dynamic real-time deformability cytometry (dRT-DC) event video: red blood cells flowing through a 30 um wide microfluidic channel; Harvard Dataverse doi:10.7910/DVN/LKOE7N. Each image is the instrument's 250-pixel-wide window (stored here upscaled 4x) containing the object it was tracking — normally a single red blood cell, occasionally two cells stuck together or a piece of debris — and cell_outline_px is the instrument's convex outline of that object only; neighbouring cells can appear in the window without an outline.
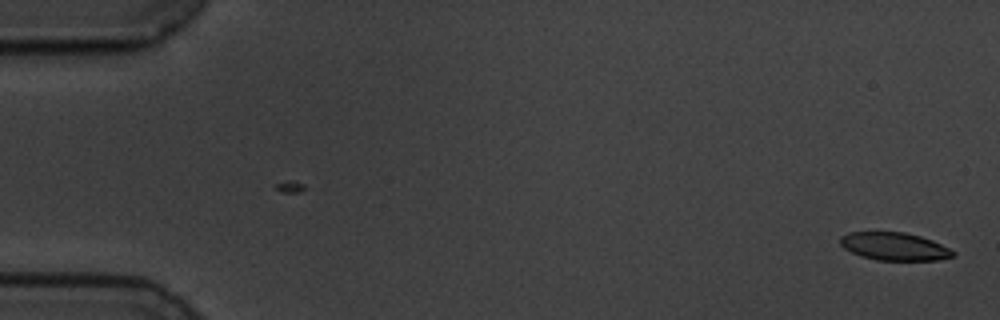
{"species": "common noctule bat (a hibernating species)", "species_latin": "Nyctalus noctula", "temperature_condition": "cold", "stored_images_in_passage": 40, "camera_frame_rate_fps": 3000, "um_per_image_px": 0.085, "animal": {"sex": "male", "body_mass_g": 19.5, "forearm_length_mm": 54.6}, "frame": {"image": 1, "passage_image": 1, "time_ms": 0.0, "image_size_px": [1000, 320], "cell_outline_px": [[956, 256], [936, 260], [876, 260], [860, 256], [844, 248], [840, 244], [840, 236], [848, 232], [904, 232], [920, 236], [932, 240], [956, 252]], "centroid_in_image_um": [76.01, 20.95], "position_along_channel_um": 9.0, "area_um2": 18.32}}
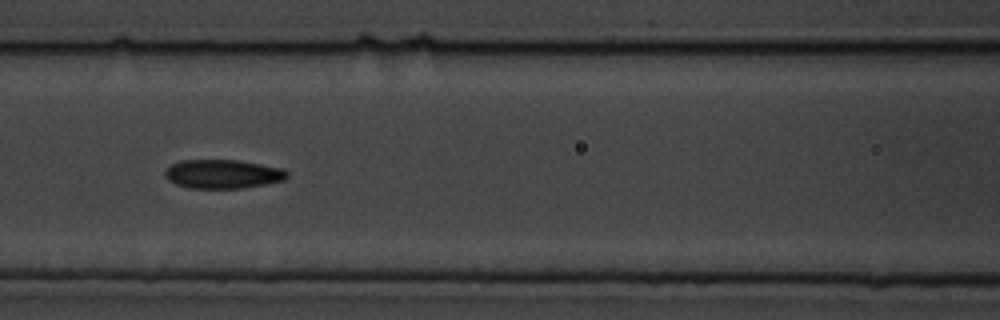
{"frame": {"image": 2, "passage_image": 25, "time_ms": 8.0, "image_size_px": [1000, 320], "cell_outline_px": [[288, 176], [284, 180], [244, 188], [188, 188], [176, 184], [168, 180], [164, 172], [172, 164], [180, 160], [236, 160], [284, 168], [288, 172]], "centroid_in_image_um": [18.95, 14.79], "position_along_channel_um": 147.7, "area_um2": 20.52}}
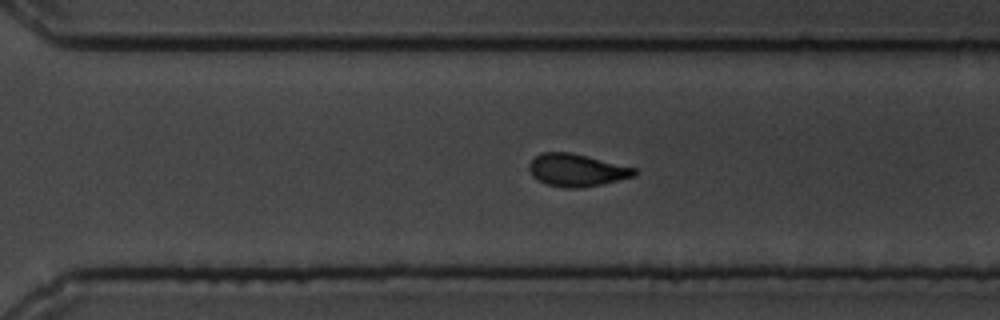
{"frame": {"image": 3, "passage_image": 40, "time_ms": 13.0, "image_size_px": [1000, 320], "cell_outline_px": [[636, 176], [600, 184], [580, 188], [564, 188], [548, 184], [532, 176], [528, 168], [528, 164], [536, 156], [544, 152], [572, 152], [636, 168]], "centroid_in_image_um": [49.02, 14.45], "position_along_channel_um": 321.6, "area_um2": 19.83}}